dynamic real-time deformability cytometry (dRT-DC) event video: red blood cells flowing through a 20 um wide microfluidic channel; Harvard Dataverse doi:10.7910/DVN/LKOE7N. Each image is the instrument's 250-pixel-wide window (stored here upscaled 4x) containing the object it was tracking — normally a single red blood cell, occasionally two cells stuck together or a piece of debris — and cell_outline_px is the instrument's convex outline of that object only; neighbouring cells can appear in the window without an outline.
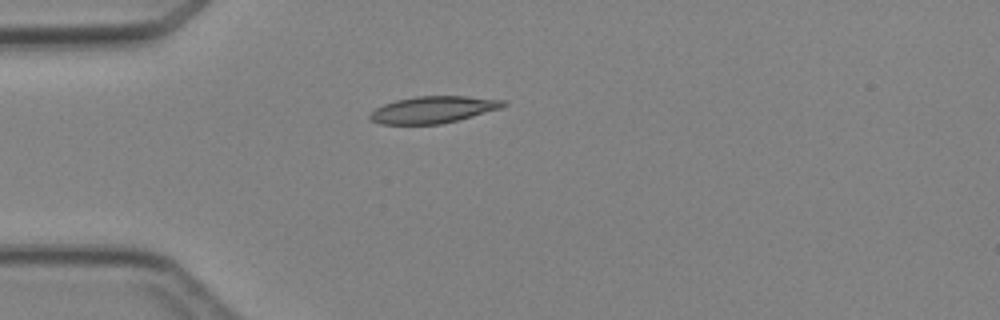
{"species": "Egyptian fruit bat (a non-hibernating species)", "species_latin": "Rousettus aegyptiacus", "temperature_condition": "cold", "stored_images_in_passage": 3, "camera_frame_rate_fps": 3000, "um_per_image_px": 0.085, "animal": {"sex": "female"}, "frame": {"image": 1, "passage_image": 2, "time_ms": 2.333, "image_size_px": [1000, 320], "cell_outline_px": [[508, 104], [500, 108], [472, 116], [440, 124], [380, 124], [372, 120], [368, 116], [376, 108], [384, 104], [396, 100], [416, 96], [468, 96], [504, 100]], "centroid_in_image_um": [36.81, 9.31], "position_along_channel_um": 48.2, "area_um2": 20.63}}